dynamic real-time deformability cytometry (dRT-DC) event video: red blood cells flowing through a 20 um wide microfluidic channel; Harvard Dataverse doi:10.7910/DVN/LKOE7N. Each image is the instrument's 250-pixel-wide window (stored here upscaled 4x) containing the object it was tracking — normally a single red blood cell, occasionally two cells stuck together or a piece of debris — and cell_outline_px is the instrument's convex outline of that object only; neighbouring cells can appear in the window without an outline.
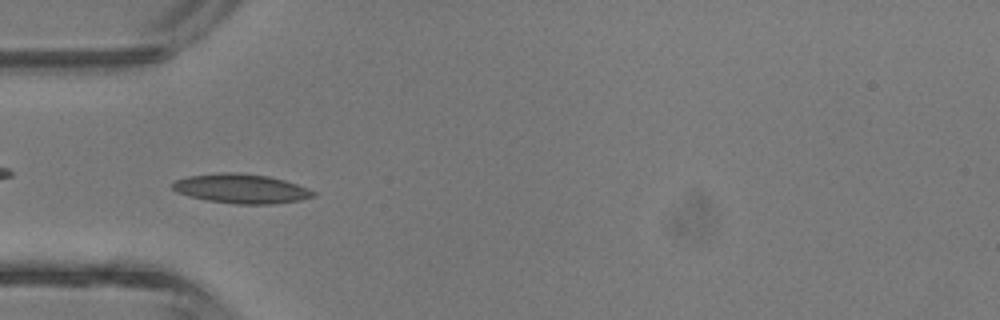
{"species": "common noctule bat (a hibernating species)", "species_latin": "Nyctalus noctula", "temperature_condition": "room temperature", "stored_images_in_passage": 42, "camera_frame_rate_fps": 3000, "um_per_image_px": 0.085, "animal": {"sex": "male", "body_mass_g": 13.3}, "frame": {"image": 1, "passage_image": 13, "time_ms": 4.0, "image_size_px": [1000, 320], "cell_outline_px": [[316, 196], [300, 200], [272, 204], [236, 204], [208, 200], [188, 196], [176, 192], [172, 188], [172, 184], [176, 180], [188, 176], [220, 172], [236, 172], [268, 176], [284, 180], [308, 188], [316, 192]], "centroid_in_image_um": [20.5, 16.03], "position_along_channel_um": 64.5, "area_um2": 24.1}}
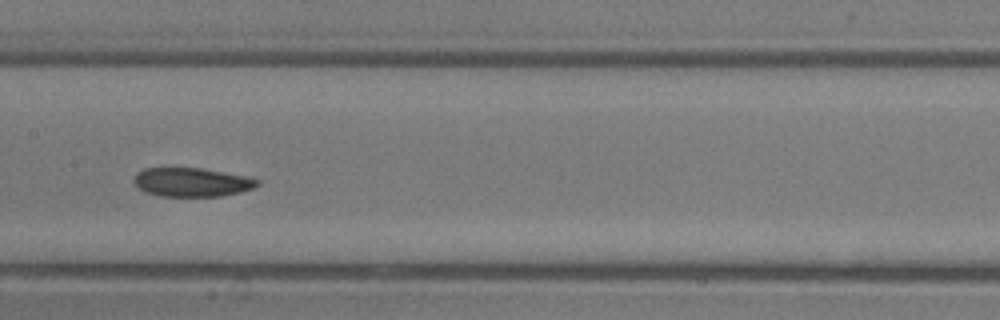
{"frame": {"image": 2, "passage_image": 21, "time_ms": 6.667, "image_size_px": [1000, 320], "cell_outline_px": [[260, 184], [252, 188], [240, 192], [220, 196], [160, 196], [144, 192], [132, 180], [136, 172], [144, 168], [200, 168], [244, 176], [260, 180]], "centroid_in_image_um": [16.26, 15.49], "position_along_channel_um": 191.1, "area_um2": 20.63}}
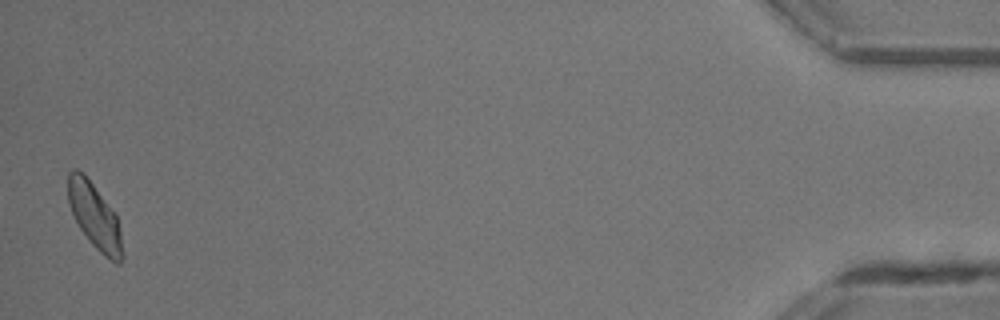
{"frame": {"image": 3, "passage_image": 42, "time_ms": 13.667, "image_size_px": [1000, 320], "cell_outline_px": [[124, 256], [120, 264], [116, 264], [104, 256], [92, 244], [80, 228], [68, 204], [68, 172], [72, 168], [76, 168], [84, 172], [116, 216], [120, 232]], "centroid_in_image_um": [8.03, 18.37], "position_along_channel_um": 427.2, "area_um2": 20.58}, "authors_computed_cell_mechanics": {"area_um2": 20.9814, "velocity_mm_per_s": 4.7528, "shape_relaxation_time_tau1_ms": 2.7427, "shape_relaxation_time_tau2_ms": 6.024, "deformation_change_tau1": 0.0899, "deformation_change_tau2": 0.1236}}